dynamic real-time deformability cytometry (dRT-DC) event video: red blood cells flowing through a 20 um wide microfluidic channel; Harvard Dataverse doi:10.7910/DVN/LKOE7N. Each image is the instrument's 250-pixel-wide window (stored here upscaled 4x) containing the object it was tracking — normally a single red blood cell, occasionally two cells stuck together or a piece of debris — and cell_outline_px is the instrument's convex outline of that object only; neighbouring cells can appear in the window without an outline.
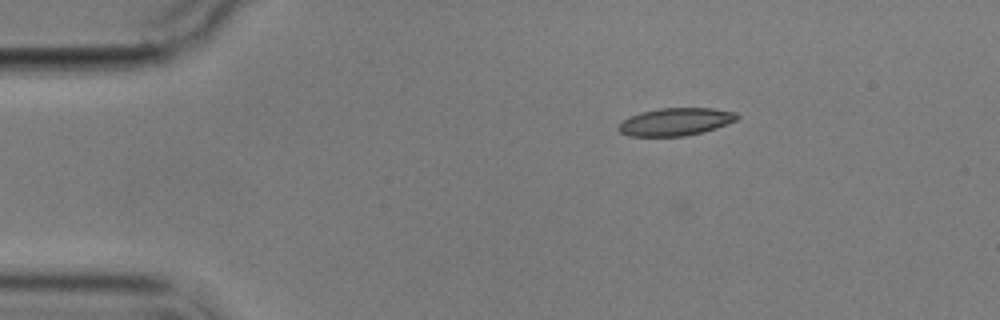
{"species": "common noctule bat (a hibernating species)", "species_latin": "Nyctalus noctula", "temperature_condition": "cold", "stored_images_in_passage": 7, "camera_frame_rate_fps": 3000, "um_per_image_px": 0.085, "animal": {"sex": "male", "body_mass_g": 17.9}, "frame": {"image": 1, "passage_image": 4, "time_ms": 4.333, "image_size_px": [1000, 320], "cell_outline_px": [[740, 116], [736, 120], [716, 128], [704, 132], [684, 136], [628, 136], [620, 132], [616, 128], [624, 120], [640, 112], [660, 108], [712, 108], [736, 112]], "centroid_in_image_um": [57.44, 10.35], "position_along_channel_um": 27.6, "area_um2": 19.07}}